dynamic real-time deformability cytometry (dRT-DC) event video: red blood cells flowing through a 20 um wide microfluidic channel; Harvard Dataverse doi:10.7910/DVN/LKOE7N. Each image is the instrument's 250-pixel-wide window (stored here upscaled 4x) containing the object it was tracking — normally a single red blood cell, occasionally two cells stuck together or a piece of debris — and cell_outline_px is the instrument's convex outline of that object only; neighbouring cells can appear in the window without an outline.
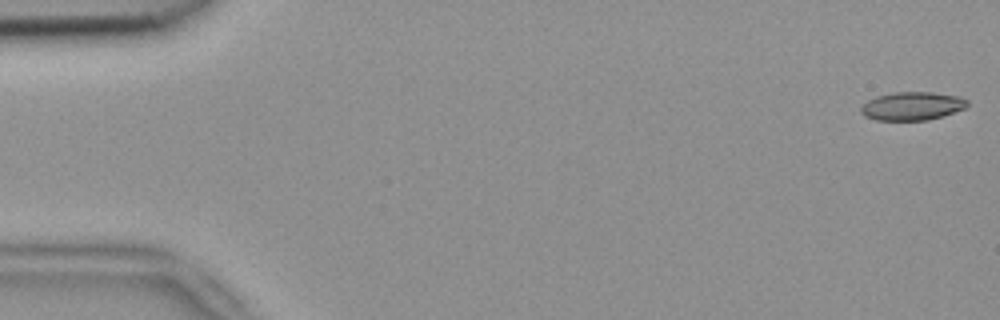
{"species": "common noctule bat (a hibernating species)", "species_latin": "Nyctalus noctula", "temperature_condition": "room temperature", "stored_images_in_passage": 53, "camera_frame_rate_fps": 3000, "um_per_image_px": 0.085, "animal": {"sex": "female", "body_mass_g": 18.4}, "frame": {"image": 1, "passage_image": 1, "time_ms": 0.0, "image_size_px": [1000, 320], "cell_outline_px": [[968, 104], [964, 108], [944, 116], [928, 120], [876, 120], [864, 116], [860, 112], [860, 108], [868, 100], [876, 96], [892, 92], [932, 92], [960, 96], [968, 100]], "centroid_in_image_um": [77.53, 9.01], "position_along_channel_um": 7.5, "area_um2": 17.69}}
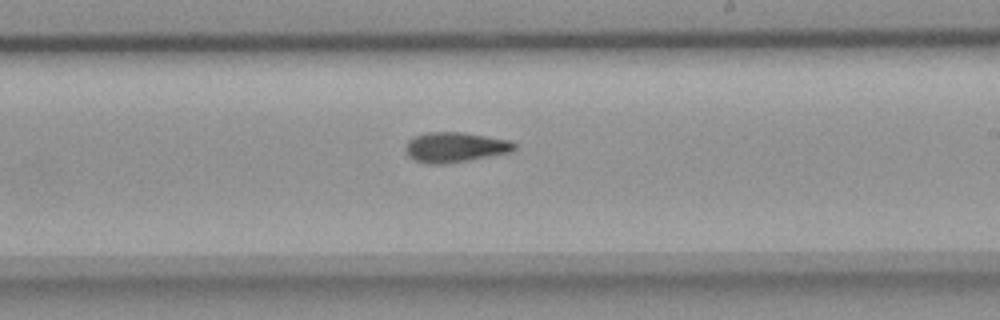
{"frame": {"image": 2, "passage_image": 31, "time_ms": 10.0, "image_size_px": [1000, 320], "cell_outline_px": [[516, 148], [508, 152], [468, 160], [444, 164], [428, 164], [416, 160], [408, 156], [404, 148], [408, 140], [416, 136], [428, 132], [464, 132], [512, 140], [516, 144]], "centroid_in_image_um": [38.67, 12.5], "position_along_channel_um": 250.3, "area_um2": 19.02}}
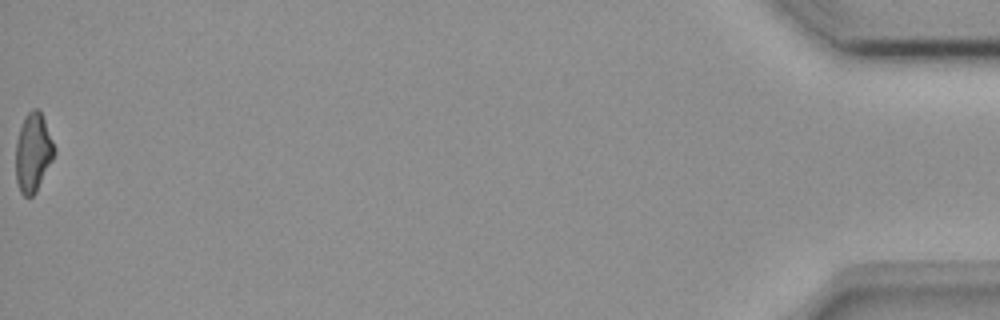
{"frame": {"image": 3, "passage_image": 53, "time_ms": 17.333, "image_size_px": [1000, 320], "cell_outline_px": [[56, 152], [36, 192], [32, 196], [24, 196], [20, 192], [16, 180], [16, 140], [24, 116], [32, 108], [40, 108], [56, 148]], "centroid_in_image_um": [2.82, 12.92], "position_along_channel_um": 432.4, "area_um2": 17.86}, "authors_computed_cell_mechanics": {"area_um2": 18.3804, "velocity_mm_per_s": 3.8503, "shape_relaxation_time_tau1_ms": 8.8481, "shape_relaxation_time_tau2_ms": 5.1277, "deformation_change_tau1": 0.2082, "deformation_change_tau2": 0.1258}}